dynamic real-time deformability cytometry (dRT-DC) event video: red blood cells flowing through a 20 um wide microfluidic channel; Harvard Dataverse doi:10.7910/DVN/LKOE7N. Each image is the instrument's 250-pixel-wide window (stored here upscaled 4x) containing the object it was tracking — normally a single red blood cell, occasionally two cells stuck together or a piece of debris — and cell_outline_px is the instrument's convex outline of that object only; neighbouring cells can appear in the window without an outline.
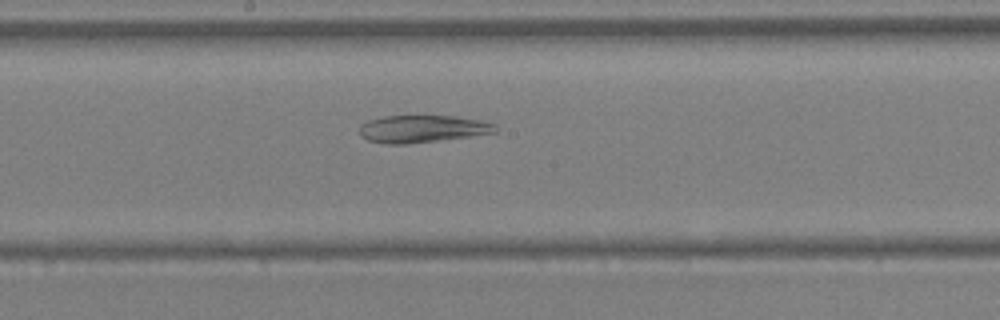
{"species": "Egyptian fruit bat (a non-hibernating species)", "species_latin": "Rousettus aegyptiacus", "temperature_condition": "warm", "stored_images_in_passage": 29, "camera_frame_rate_fps": 3000, "um_per_image_px": 0.085, "animal": {"sex": "female"}, "frame": {"image": 1, "passage_image": 12, "time_ms": 3.667, "image_size_px": [1000, 320], "cell_outline_px": [[496, 132], [472, 136], [440, 140], [404, 144], [384, 144], [368, 140], [360, 136], [360, 124], [368, 120], [384, 116], [456, 116], [480, 120], [496, 124]], "centroid_in_image_um": [35.88, 10.95], "position_along_channel_um": 212.3, "area_um2": 21.68}}
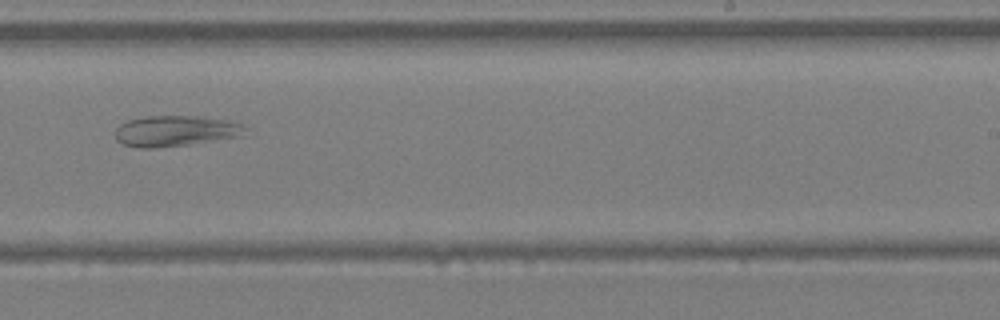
{"frame": {"image": 2, "passage_image": 16, "time_ms": 5.0, "image_size_px": [1000, 320], "cell_outline_px": [[248, 136], [192, 144], [156, 148], [136, 148], [124, 144], [116, 140], [116, 128], [120, 124], [128, 120], [144, 116], [196, 116], [224, 120], [244, 124], [248, 128]], "centroid_in_image_um": [14.99, 11.14], "position_along_channel_um": 274.0, "area_um2": 23.81}}
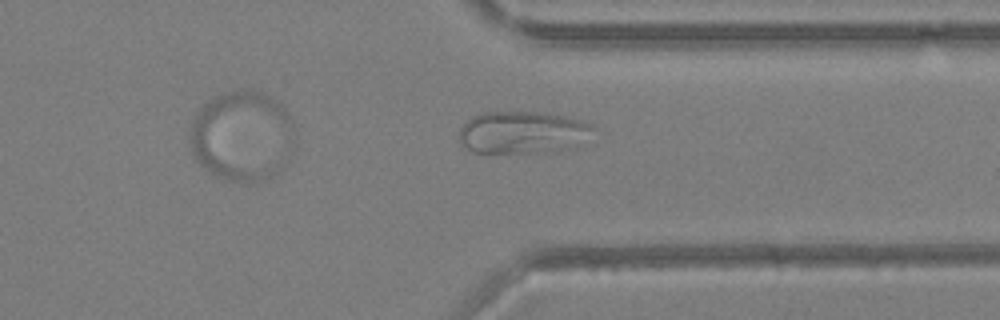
{"frame": {"image": 3, "passage_image": 22, "time_ms": 7.0, "image_size_px": [1000, 320], "cell_outline_px": [[596, 128], [580, 148], [548, 152], [472, 152], [460, 140], [460, 128], [472, 116], [484, 112], [544, 112], [564, 116], [580, 120], [592, 124]], "centroid_in_image_um": [44.53, 11.26], "position_along_channel_um": 366.9, "area_um2": 33.41}}